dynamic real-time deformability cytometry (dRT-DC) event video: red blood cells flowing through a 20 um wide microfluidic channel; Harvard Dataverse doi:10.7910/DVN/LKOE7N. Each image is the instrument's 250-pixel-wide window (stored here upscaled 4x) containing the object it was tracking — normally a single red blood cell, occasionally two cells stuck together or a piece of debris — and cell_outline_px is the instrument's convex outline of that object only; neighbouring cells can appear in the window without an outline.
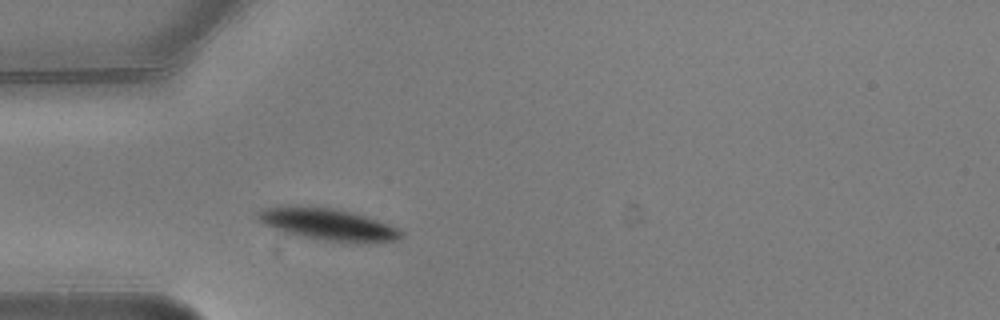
{"species": "common noctule bat (a hibernating species)", "species_latin": "Nyctalus noctula", "temperature_condition": "warm", "stored_images_in_passage": 2, "camera_frame_rate_fps": 3000, "um_per_image_px": 0.085, "animal": {"sex": "male", "body_mass_g": 20.5, "forearm_length_mm": 52.5}, "frame": {"image": 1, "passage_image": 2, "time_ms": 0.333, "image_size_px": [1000, 320], "cell_outline_px": [[404, 236], [396, 240], [360, 244], [324, 240], [296, 236], [284, 232], [264, 224], [256, 220], [256, 212], [260, 208], [292, 204], [308, 204], [336, 208], [352, 212], [388, 224], [404, 232]], "centroid_in_image_um": [27.8, 19.04], "position_along_channel_um": 57.2, "area_um2": 27.57}}